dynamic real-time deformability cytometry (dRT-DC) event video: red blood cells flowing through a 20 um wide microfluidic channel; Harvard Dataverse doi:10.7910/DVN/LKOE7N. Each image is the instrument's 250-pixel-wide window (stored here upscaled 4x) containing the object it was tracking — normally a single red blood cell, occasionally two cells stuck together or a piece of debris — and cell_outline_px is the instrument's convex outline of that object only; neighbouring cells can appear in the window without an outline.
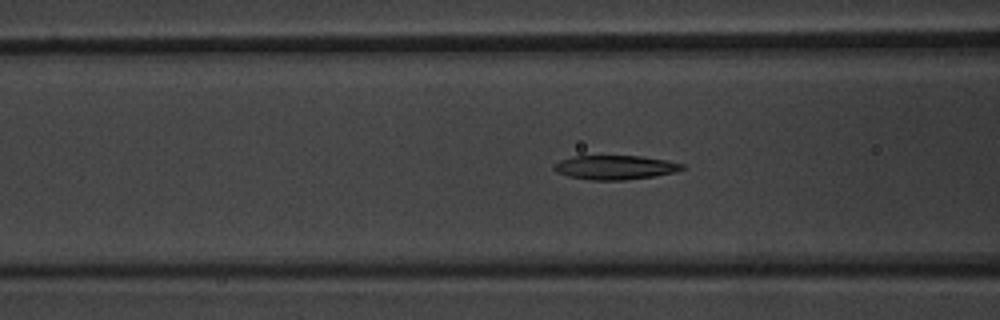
{"species": "common noctule bat (a hibernating species)", "species_latin": "Nyctalus noctula", "temperature_condition": "warm", "stored_images_in_passage": 45, "camera_frame_rate_fps": 3000, "um_per_image_px": 0.085, "animal": {"sex": "male", "body_mass_g": 20.1, "forearm_length_mm": 53.5}, "frame": {"image": 1, "passage_image": 14, "time_ms": 4.333, "image_size_px": [1000, 320], "cell_outline_px": [[684, 168], [676, 172], [656, 176], [624, 180], [592, 180], [568, 176], [556, 172], [552, 168], [560, 160], [572, 156], [640, 156], [664, 160], [684, 164]], "centroid_in_image_um": [52.28, 14.23], "position_along_channel_um": 114.3, "area_um2": 17.98}}
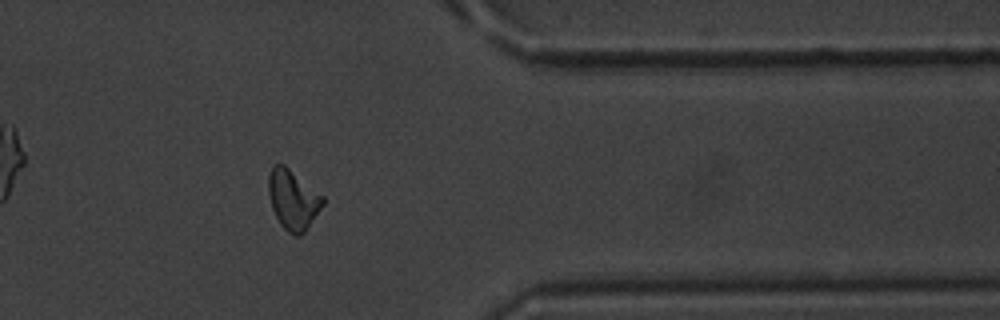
{"frame": {"image": 2, "passage_image": 36, "time_ms": 11.667, "image_size_px": [1000, 320], "cell_outline_px": [[324, 204], [304, 232], [300, 236], [296, 236], [288, 232], [280, 224], [272, 208], [268, 192], [268, 176], [272, 168], [276, 164], [284, 164], [324, 196]], "centroid_in_image_um": [24.9, 16.97], "position_along_channel_um": 386.5, "area_um2": 18.79}}
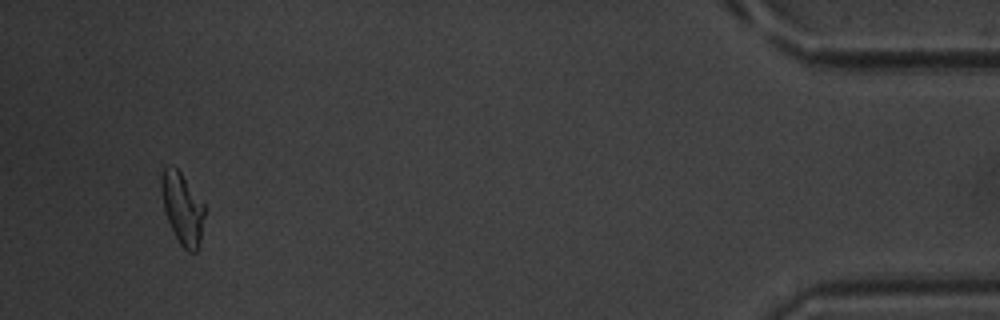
{"frame": {"image": 3, "passage_image": 43, "time_ms": 14.0, "image_size_px": [1000, 320], "cell_outline_px": [[208, 208], [200, 240], [196, 252], [188, 252], [180, 244], [168, 220], [164, 208], [160, 188], [160, 176], [164, 168], [168, 164], [176, 168], [180, 172]], "centroid_in_image_um": [15.53, 17.69], "position_along_channel_um": 419.7, "area_um2": 18.26}, "authors_computed_cell_mechanics": {"area_um2": 18.3804, "velocity_mm_per_s": 3.8903, "shape_relaxation_time_tau1_ms": 5.6722, "shape_relaxation_time_tau2_ms": 3.2555, "deformation_change_tau1": 0.1673, "deformation_change_tau2": 0.0994}}